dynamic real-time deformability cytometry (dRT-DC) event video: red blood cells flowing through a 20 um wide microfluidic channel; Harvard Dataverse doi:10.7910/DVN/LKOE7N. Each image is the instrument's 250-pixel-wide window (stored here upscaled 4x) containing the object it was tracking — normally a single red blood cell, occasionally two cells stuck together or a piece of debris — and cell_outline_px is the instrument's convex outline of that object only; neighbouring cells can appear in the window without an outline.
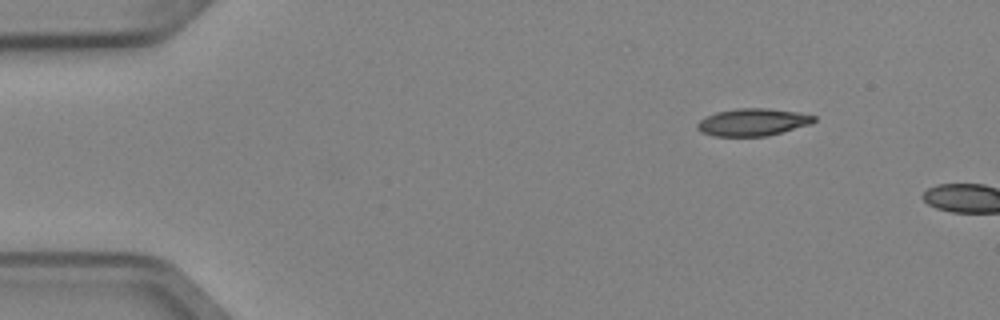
{"species": "Egyptian fruit bat (a non-hibernating species)", "species_latin": "Rousettus aegyptiacus", "temperature_condition": "cold", "stored_images_in_passage": 3, "segment_of_instrument_passage": [2, 2], "camera_frame_rate_fps": 3000, "um_per_image_px": 0.085, "animal": {"sex": "female"}, "frame": {"image": 1, "passage_image": 3, "time_ms": 0.667, "image_size_px": [1000, 320], "cell_outline_px": [[816, 120], [812, 124], [768, 136], [716, 136], [700, 132], [696, 128], [696, 124], [700, 120], [716, 112], [740, 108], [768, 108], [796, 112], [816, 116]], "centroid_in_image_um": [64.0, 10.39], "position_along_channel_um": 21.0, "area_um2": 18.61}}